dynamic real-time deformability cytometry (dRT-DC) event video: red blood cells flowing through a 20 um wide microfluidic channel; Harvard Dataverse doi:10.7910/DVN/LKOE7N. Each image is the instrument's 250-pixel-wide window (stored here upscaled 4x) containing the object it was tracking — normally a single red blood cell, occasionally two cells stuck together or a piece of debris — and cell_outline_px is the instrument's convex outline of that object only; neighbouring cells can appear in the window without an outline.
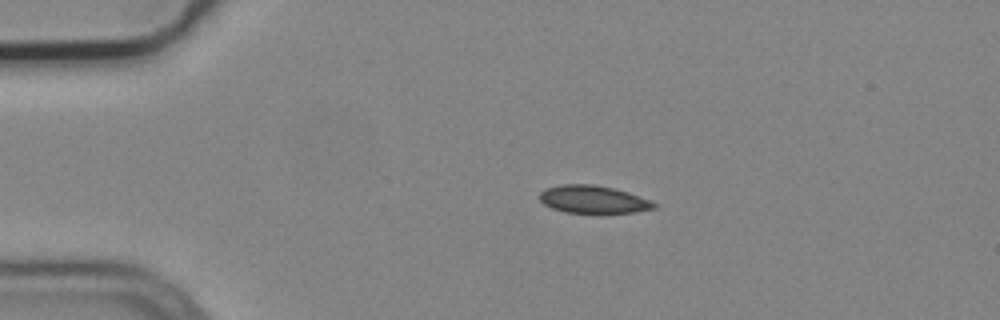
{"species": "common noctule bat (a hibernating species)", "species_latin": "Nyctalus noctula", "temperature_condition": "cold", "stored_images_in_passage": 3, "camera_frame_rate_fps": 3000, "um_per_image_px": 0.085, "animal": {"sex": "male", "body_mass_g": 19.2, "forearm_length_mm": 51.8}, "frame": {"image": 1, "passage_image": 1, "time_ms": 0.0, "image_size_px": [1000, 320], "cell_outline_px": [[656, 208], [636, 212], [564, 212], [552, 208], [544, 204], [540, 200], [540, 192], [544, 188], [560, 184], [592, 184], [616, 188], [628, 192], [648, 200], [656, 204]], "centroid_in_image_um": [50.38, 16.93], "position_along_channel_um": 34.6, "area_um2": 18.32}}
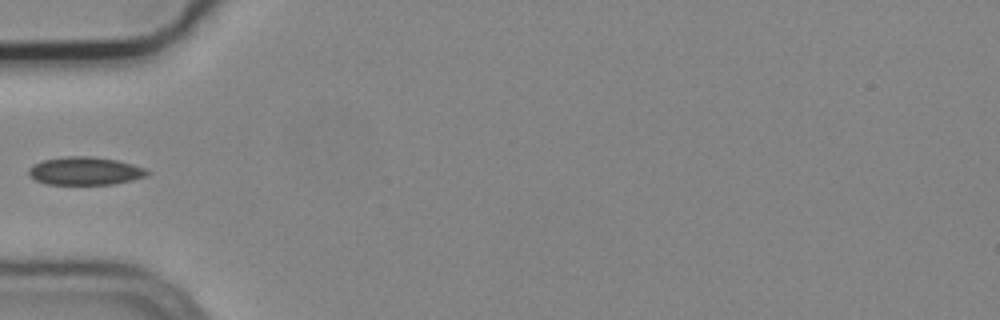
{"frame": {"image": 2, "passage_image": 3, "time_ms": 0.667, "image_size_px": [1000, 320], "cell_outline_px": [[152, 172], [148, 176], [132, 180], [112, 184], [44, 184], [36, 180], [28, 172], [28, 168], [32, 164], [44, 160], [68, 156], [92, 156], [116, 160], [132, 164], [144, 168]], "centroid_in_image_um": [7.25, 14.53], "position_along_channel_um": 77.8, "area_um2": 19.36}}